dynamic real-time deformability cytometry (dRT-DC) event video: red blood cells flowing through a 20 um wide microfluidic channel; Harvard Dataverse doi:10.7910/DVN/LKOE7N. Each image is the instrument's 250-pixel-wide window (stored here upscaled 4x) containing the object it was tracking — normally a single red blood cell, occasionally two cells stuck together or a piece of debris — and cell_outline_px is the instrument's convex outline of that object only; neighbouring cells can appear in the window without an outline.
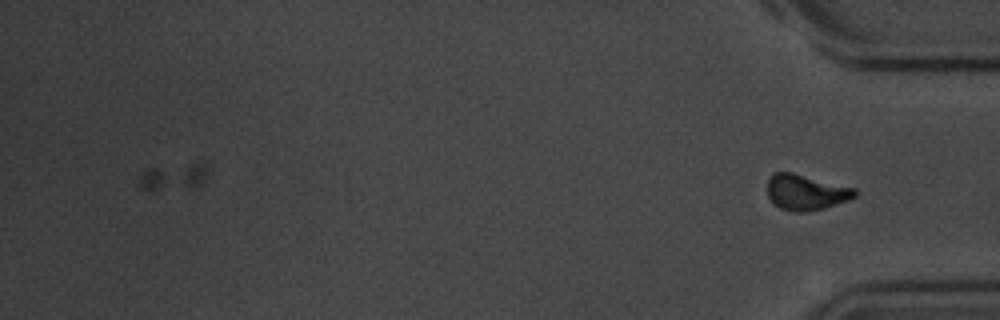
{"species": "common noctule bat (a hibernating species)", "species_latin": "Nyctalus noctula", "temperature_condition": "room temperature", "stored_images_in_passage": 62, "camera_frame_rate_fps": 3000, "um_per_image_px": 0.085, "animal": {"sex": "male", "body_mass_g": 20.1, "forearm_length_mm": 53.5}, "frame": {"image": 1, "passage_image": 62, "time_ms": 20.333, "image_size_px": [1000, 320], "cell_outline_px": [[856, 196], [848, 200], [824, 208], [804, 212], [796, 212], [780, 208], [772, 204], [768, 196], [768, 180], [772, 172], [792, 172], [856, 188]], "centroid_in_image_um": [68.48, 16.34], "position_along_channel_um": 366.7, "area_um2": 18.21}}